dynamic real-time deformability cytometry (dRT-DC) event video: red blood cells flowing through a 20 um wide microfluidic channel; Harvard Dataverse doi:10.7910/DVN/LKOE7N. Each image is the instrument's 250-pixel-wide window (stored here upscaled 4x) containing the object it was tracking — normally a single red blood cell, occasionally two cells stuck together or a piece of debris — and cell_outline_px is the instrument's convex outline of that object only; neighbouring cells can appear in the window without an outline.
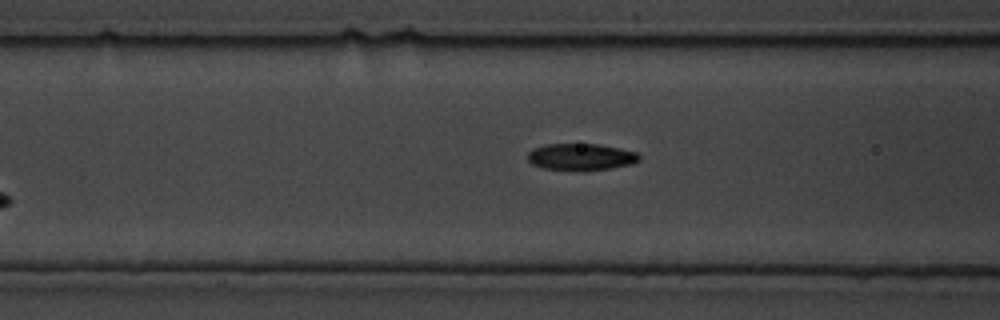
{"species": "common noctule bat (a hibernating species)", "species_latin": "Nyctalus noctula", "temperature_condition": "cold", "stored_images_in_passage": 10, "camera_frame_rate_fps": 3000, "um_per_image_px": 0.085, "animal": {"sex": "male", "body_mass_g": 19.5, "forearm_length_mm": 54.6}, "frame": {"image": 1, "passage_image": 10, "time_ms": 3.0, "image_size_px": [1000, 320], "cell_outline_px": [[640, 160], [632, 164], [612, 168], [580, 172], [540, 168], [532, 164], [528, 160], [528, 152], [532, 148], [548, 144], [600, 144], [620, 148], [636, 152], [640, 156]], "centroid_in_image_um": [49.37, 13.36], "position_along_channel_um": 117.2, "area_um2": 17.86}}